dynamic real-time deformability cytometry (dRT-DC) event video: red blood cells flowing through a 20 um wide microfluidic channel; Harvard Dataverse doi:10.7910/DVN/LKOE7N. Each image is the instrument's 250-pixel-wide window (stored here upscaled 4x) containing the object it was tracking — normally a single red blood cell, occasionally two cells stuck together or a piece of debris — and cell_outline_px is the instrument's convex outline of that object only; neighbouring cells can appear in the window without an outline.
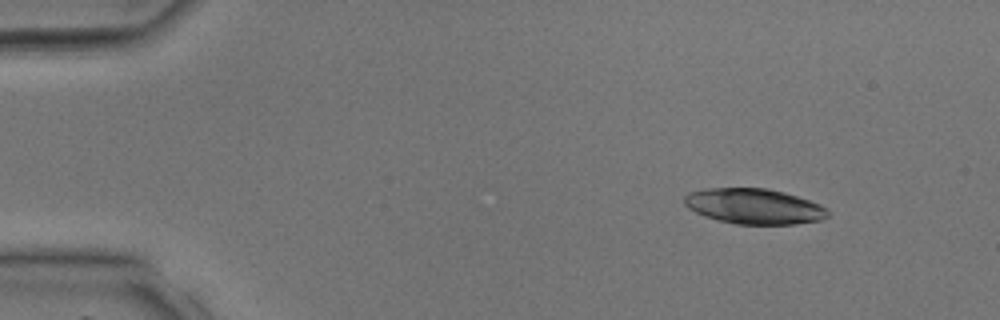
{"species": "common noctule bat (a hibernating species)", "species_latin": "Nyctalus noctula", "temperature_condition": "room temperature", "stored_images_in_passage": 35, "camera_frame_rate_fps": 3000, "um_per_image_px": 0.085, "animal": {"sex": "male", "body_mass_g": 17.9, "forearm_length_mm": 54.2}, "frame": {"image": 1, "passage_image": 1, "time_ms": 0.0, "image_size_px": [1000, 320], "cell_outline_px": [[828, 216], [820, 220], [796, 224], [736, 224], [704, 216], [688, 208], [684, 204], [684, 196], [688, 192], [704, 188], [768, 188], [784, 192], [820, 204], [828, 208]], "centroid_in_image_um": [64.08, 17.53], "position_along_channel_um": 20.9, "area_um2": 29.65}}